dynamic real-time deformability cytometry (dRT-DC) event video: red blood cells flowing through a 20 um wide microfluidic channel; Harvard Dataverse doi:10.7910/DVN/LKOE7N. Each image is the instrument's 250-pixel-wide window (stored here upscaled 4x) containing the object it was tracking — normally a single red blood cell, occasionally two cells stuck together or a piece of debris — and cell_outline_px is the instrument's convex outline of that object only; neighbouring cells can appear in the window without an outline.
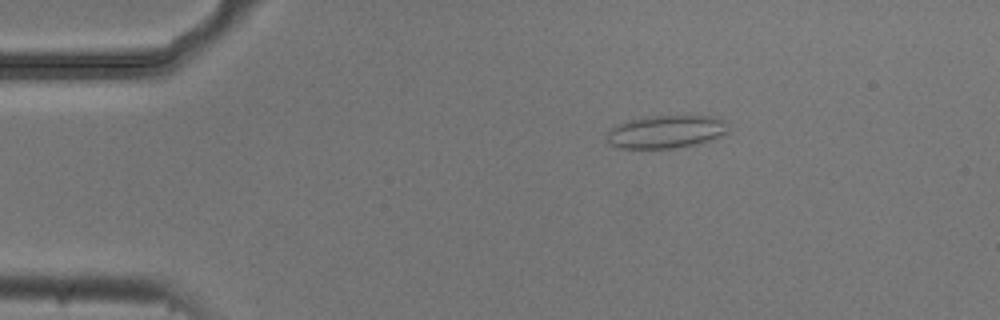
{"species": "common noctule bat (a hibernating species)", "species_latin": "Nyctalus noctula", "temperature_condition": "cold", "stored_images_in_passage": 4, "camera_frame_rate_fps": 3000, "um_per_image_px": 0.085, "animal": {"sex": "male", "body_mass_g": 20.5, "forearm_length_mm": 52.5}, "frame": {"image": 1, "passage_image": 3, "time_ms": 0.667, "image_size_px": [1000, 320], "cell_outline_px": [[728, 132], [724, 136], [700, 144], [672, 148], [620, 148], [612, 144], [608, 140], [608, 132], [616, 124], [628, 120], [644, 116], [712, 116], [724, 120]], "centroid_in_image_um": [56.65, 11.19], "position_along_channel_um": 28.3, "area_um2": 23.35}}